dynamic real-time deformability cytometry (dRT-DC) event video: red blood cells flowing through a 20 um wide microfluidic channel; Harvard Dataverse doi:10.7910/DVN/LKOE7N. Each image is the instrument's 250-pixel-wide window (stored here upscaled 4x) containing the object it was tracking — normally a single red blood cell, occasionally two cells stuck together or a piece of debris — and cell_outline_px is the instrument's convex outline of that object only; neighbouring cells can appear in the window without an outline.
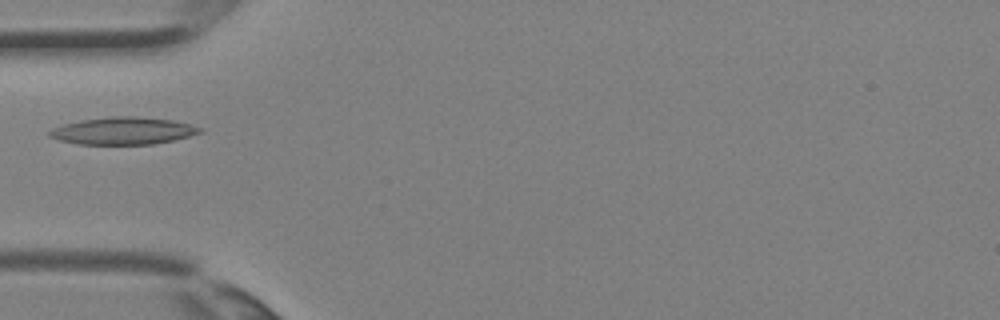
{"species": "Egyptian fruit bat (a non-hibernating species)", "species_latin": "Rousettus aegyptiacus", "temperature_condition": "room temperature", "stored_images_in_passage": 1, "camera_frame_rate_fps": 3000, "um_per_image_px": 0.085, "animal": {"sex": "female"}, "frame": {"image": 1, "passage_image": 1, "time_ms": 0.0, "image_size_px": [1000, 320], "cell_outline_px": [[204, 132], [172, 140], [152, 144], [80, 144], [60, 140], [48, 136], [48, 132], [52, 128], [64, 124], [80, 120], [108, 116], [136, 116], [172, 120], [192, 124], [204, 128]], "centroid_in_image_um": [10.49, 11.11], "position_along_channel_um": 74.5, "area_um2": 23.99}}